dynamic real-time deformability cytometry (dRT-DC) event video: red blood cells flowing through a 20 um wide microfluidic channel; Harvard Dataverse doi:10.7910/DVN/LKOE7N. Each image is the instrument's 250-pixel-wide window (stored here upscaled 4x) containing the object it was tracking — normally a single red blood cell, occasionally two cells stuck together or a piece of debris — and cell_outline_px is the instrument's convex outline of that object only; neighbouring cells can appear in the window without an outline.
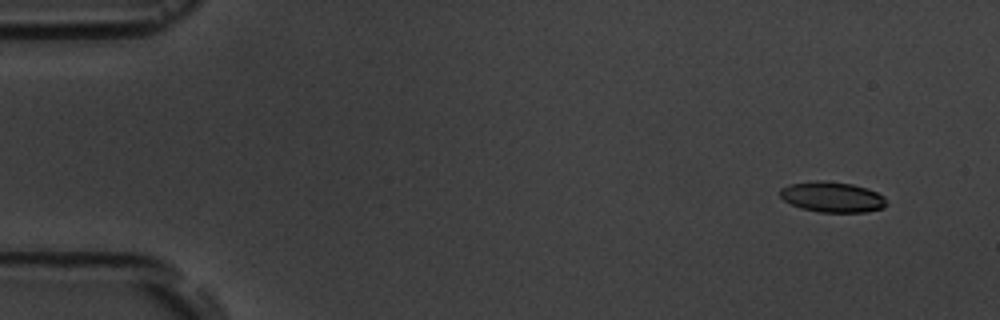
{"species": "common noctule bat (a hibernating species)", "species_latin": "Nyctalus noctula", "temperature_condition": "room temperature", "stored_images_in_passage": 7, "camera_frame_rate_fps": 3000, "um_per_image_px": 0.085, "animal": {"sex": "male", "body_mass_g": 19.5, "forearm_length_mm": 54.6}, "frame": {"image": 1, "passage_image": 1, "time_ms": 0.0, "image_size_px": [1000, 320], "cell_outline_px": [[884, 208], [864, 212], [820, 212], [800, 208], [784, 200], [780, 196], [780, 188], [788, 184], [816, 180], [820, 180], [852, 184], [868, 188], [884, 196]], "centroid_in_image_um": [70.71, 16.74], "position_along_channel_um": 14.3, "area_um2": 18.84}}
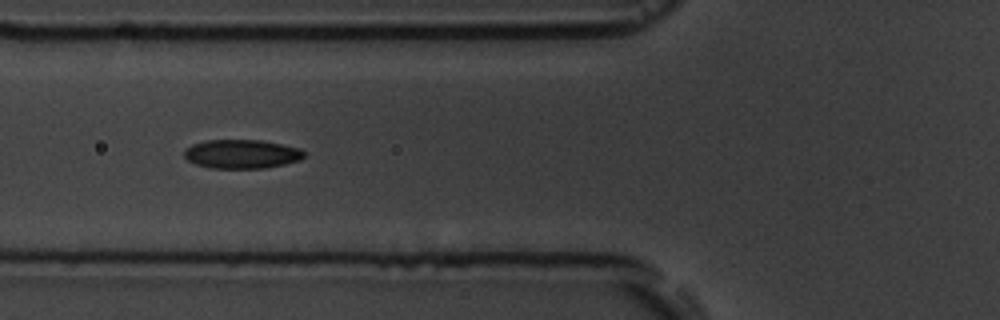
{"frame": {"image": 2, "passage_image": 6, "time_ms": 5.667, "image_size_px": [1000, 320], "cell_outline_px": [[304, 156], [300, 160], [284, 164], [264, 168], [212, 168], [196, 164], [188, 160], [184, 156], [184, 148], [192, 144], [204, 140], [260, 140], [300, 148], [304, 152]], "centroid_in_image_um": [20.51, 13.08], "position_along_channel_um": 105.3, "area_um2": 20.17}}
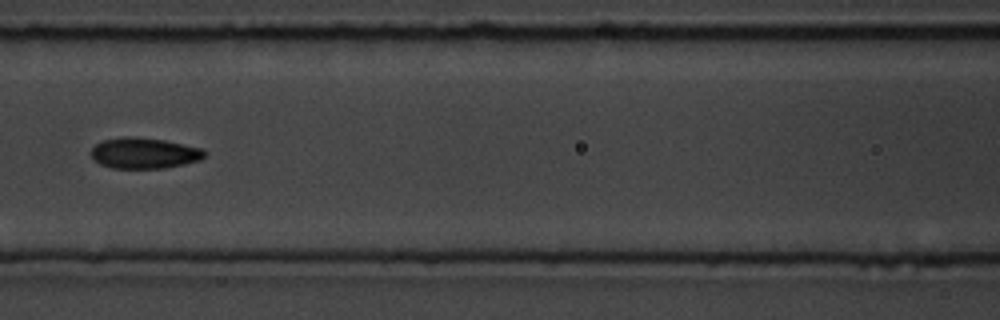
{"frame": {"image": 3, "passage_image": 7, "time_ms": 7.0, "image_size_px": [1000, 320], "cell_outline_px": [[204, 156], [200, 160], [184, 164], [164, 168], [112, 168], [100, 164], [92, 156], [92, 148], [96, 144], [104, 140], [124, 136], [132, 136], [164, 140], [200, 148], [204, 152]], "centroid_in_image_um": [12.24, 13.01], "position_along_channel_um": 154.4, "area_um2": 20.11}}